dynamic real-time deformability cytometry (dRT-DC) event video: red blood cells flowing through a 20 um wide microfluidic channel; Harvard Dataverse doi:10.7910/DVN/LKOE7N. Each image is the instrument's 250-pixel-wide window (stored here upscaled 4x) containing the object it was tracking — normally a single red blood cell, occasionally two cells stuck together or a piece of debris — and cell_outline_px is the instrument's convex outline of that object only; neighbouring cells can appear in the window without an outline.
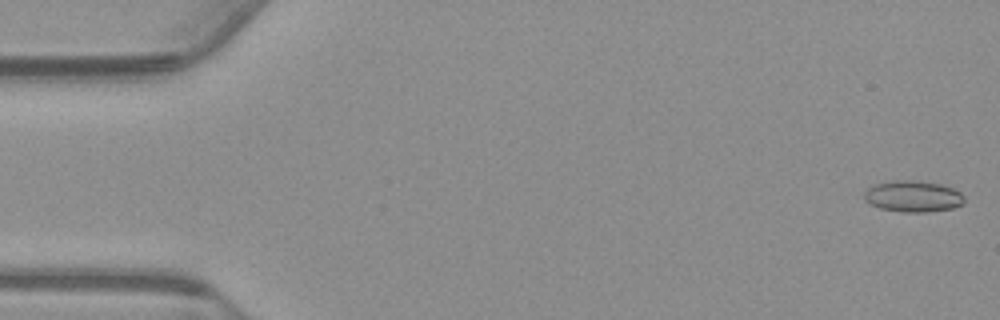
{"species": "common noctule bat (a hibernating species)", "species_latin": "Nyctalus noctula", "temperature_condition": "warm", "stored_images_in_passage": 55, "camera_frame_rate_fps": 3000, "um_per_image_px": 0.085, "animal": {"sex": "male", "body_mass_g": 23.1, "forearm_length_mm": 52.7}, "frame": {"image": 1, "passage_image": 1, "time_ms": 0.0, "image_size_px": [1000, 320], "cell_outline_px": [[964, 204], [952, 208], [928, 212], [900, 212], [880, 208], [868, 204], [864, 200], [864, 192], [872, 184], [892, 180], [916, 180], [940, 184], [952, 188], [960, 192], [964, 196]], "centroid_in_image_um": [77.57, 16.69], "position_along_channel_um": 7.4, "area_um2": 18.55}}
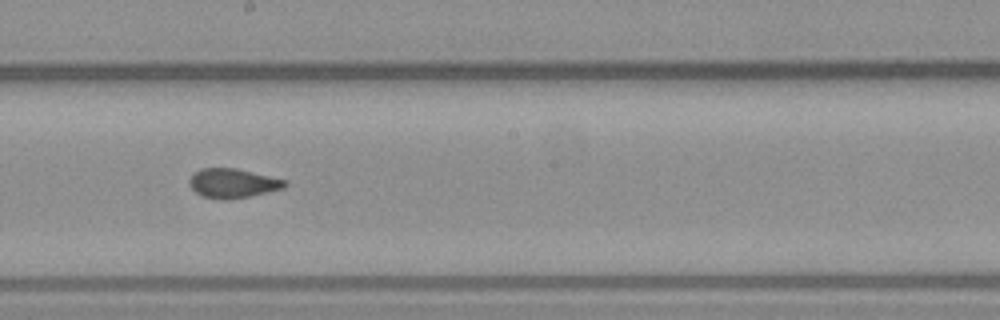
{"frame": {"image": 2, "passage_image": 30, "time_ms": 9.667, "image_size_px": [1000, 320], "cell_outline_px": [[288, 184], [284, 188], [248, 196], [228, 200], [220, 200], [200, 196], [188, 184], [188, 180], [200, 168], [236, 168], [288, 180]], "centroid_in_image_um": [19.78, 15.58], "position_along_channel_um": 228.4, "area_um2": 16.42}}
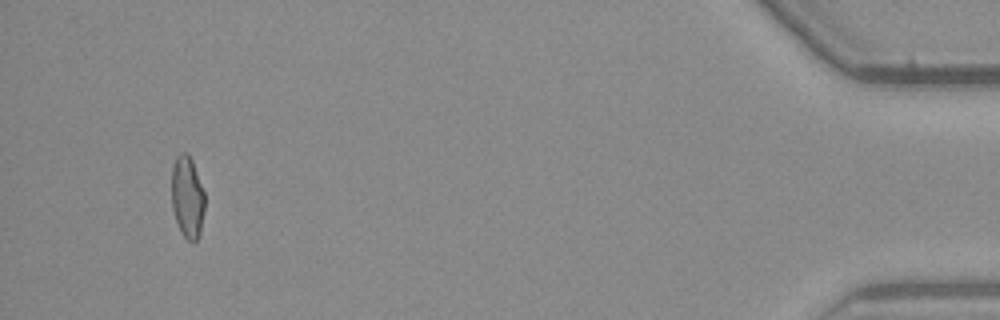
{"frame": {"image": 3, "passage_image": 52, "time_ms": 17.0, "image_size_px": [1000, 320], "cell_outline_px": [[204, 208], [200, 236], [192, 244], [180, 232], [172, 208], [172, 164], [176, 156], [180, 152], [188, 152], [192, 160], [204, 192]], "centroid_in_image_um": [15.92, 16.75], "position_along_channel_um": 419.3, "area_um2": 16.01}, "authors_computed_cell_mechanics": {"area_um2": 16.7042, "velocity_mm_per_s": 3.7409, "shape_relaxation_time_tau1_ms": null, "shape_relaxation_time_tau2_ms": 1.6389, "deformation_change_tau1": null, "deformation_change_tau2": 0.0625}}